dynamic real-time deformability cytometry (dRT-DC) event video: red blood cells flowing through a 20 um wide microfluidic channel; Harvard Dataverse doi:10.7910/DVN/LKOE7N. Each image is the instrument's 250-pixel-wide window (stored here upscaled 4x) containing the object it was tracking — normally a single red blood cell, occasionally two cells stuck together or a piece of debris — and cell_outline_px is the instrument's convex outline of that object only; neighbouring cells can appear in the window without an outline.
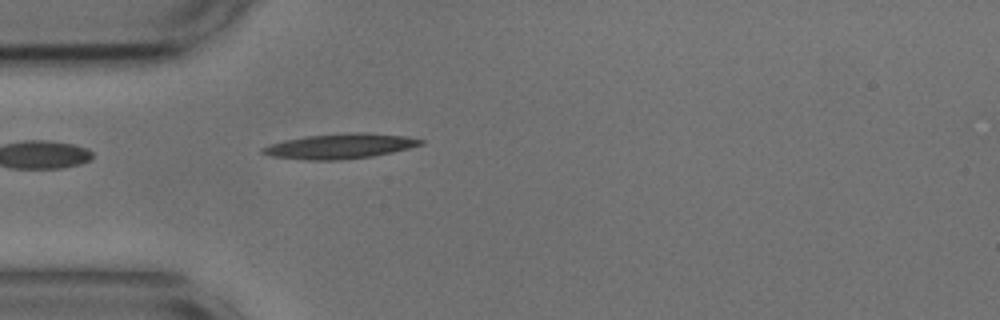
{"species": "common noctule bat (a hibernating species)", "species_latin": "Nyctalus noctula", "temperature_condition": "cold", "stored_images_in_passage": 39, "camera_frame_rate_fps": 3000, "um_per_image_px": 0.085, "animal": {"sex": "male", "body_mass_g": 17.9, "forearm_length_mm": 54.2}, "frame": {"image": 1, "passage_image": 1, "time_ms": 0.0, "image_size_px": [1000, 320], "cell_outline_px": [[424, 144], [392, 152], [372, 156], [340, 160], [308, 160], [272, 156], [260, 152], [260, 148], [268, 144], [284, 140], [304, 136], [356, 132], [364, 132], [404, 136], [424, 140]], "centroid_in_image_um": [28.86, 12.42], "position_along_channel_um": 56.1, "area_um2": 23.0}}
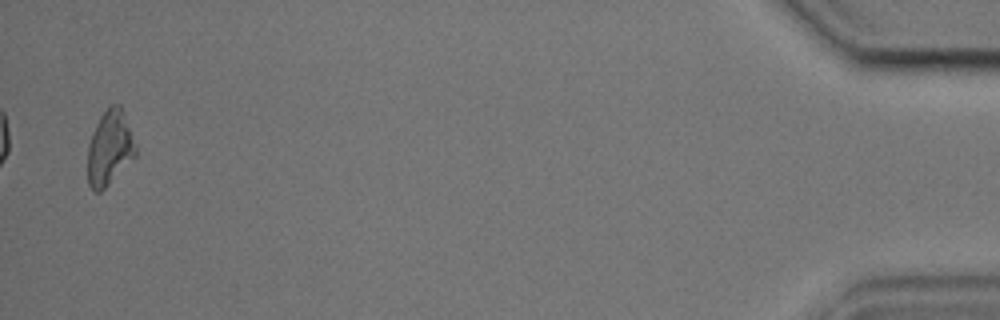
{"frame": {"image": 2, "passage_image": 39, "time_ms": 12.667, "image_size_px": [1000, 320], "cell_outline_px": [[136, 156], [100, 192], [96, 192], [88, 184], [88, 144], [92, 132], [100, 116], [112, 104], [120, 104], [124, 112], [136, 148]], "centroid_in_image_um": [9.31, 12.57], "position_along_channel_um": 425.9, "area_um2": 20.58}, "authors_computed_cell_mechanics": {"area_um2": 20.5768, "velocity_mm_per_s": 3.6541, "shape_relaxation_time_tau1_ms": null, "shape_relaxation_time_tau2_ms": 3.2228, "deformation_change_tau1": null, "deformation_change_tau2": 0.1288}}